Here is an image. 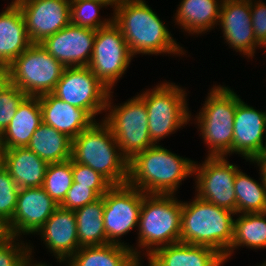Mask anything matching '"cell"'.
Instances as JSON below:
<instances>
[{
    "mask_svg": "<svg viewBox=\"0 0 266 266\" xmlns=\"http://www.w3.org/2000/svg\"><path fill=\"white\" fill-rule=\"evenodd\" d=\"M113 11V23L123 33L134 57L186 53L145 0H120Z\"/></svg>",
    "mask_w": 266,
    "mask_h": 266,
    "instance_id": "1",
    "label": "cell"
},
{
    "mask_svg": "<svg viewBox=\"0 0 266 266\" xmlns=\"http://www.w3.org/2000/svg\"><path fill=\"white\" fill-rule=\"evenodd\" d=\"M194 162L153 145L129 160L127 184L145 194H175L182 180L193 176Z\"/></svg>",
    "mask_w": 266,
    "mask_h": 266,
    "instance_id": "2",
    "label": "cell"
},
{
    "mask_svg": "<svg viewBox=\"0 0 266 266\" xmlns=\"http://www.w3.org/2000/svg\"><path fill=\"white\" fill-rule=\"evenodd\" d=\"M182 201L180 242L207 246L224 257L233 240L235 212L206 202L197 196Z\"/></svg>",
    "mask_w": 266,
    "mask_h": 266,
    "instance_id": "3",
    "label": "cell"
},
{
    "mask_svg": "<svg viewBox=\"0 0 266 266\" xmlns=\"http://www.w3.org/2000/svg\"><path fill=\"white\" fill-rule=\"evenodd\" d=\"M71 159L91 167L112 186L127 184L129 160L103 120L95 121L72 140Z\"/></svg>",
    "mask_w": 266,
    "mask_h": 266,
    "instance_id": "4",
    "label": "cell"
},
{
    "mask_svg": "<svg viewBox=\"0 0 266 266\" xmlns=\"http://www.w3.org/2000/svg\"><path fill=\"white\" fill-rule=\"evenodd\" d=\"M176 194H145L138 221V249L149 257L158 248L180 242L182 201ZM178 199V200H177Z\"/></svg>",
    "mask_w": 266,
    "mask_h": 266,
    "instance_id": "5",
    "label": "cell"
},
{
    "mask_svg": "<svg viewBox=\"0 0 266 266\" xmlns=\"http://www.w3.org/2000/svg\"><path fill=\"white\" fill-rule=\"evenodd\" d=\"M204 106L194 120L209 157H227L233 154V124L237 104L242 100L228 86L213 85Z\"/></svg>",
    "mask_w": 266,
    "mask_h": 266,
    "instance_id": "6",
    "label": "cell"
},
{
    "mask_svg": "<svg viewBox=\"0 0 266 266\" xmlns=\"http://www.w3.org/2000/svg\"><path fill=\"white\" fill-rule=\"evenodd\" d=\"M138 95L145 102L148 131L154 145H158L161 139L175 133L192 119L193 115L186 101V89L173 82L163 81Z\"/></svg>",
    "mask_w": 266,
    "mask_h": 266,
    "instance_id": "7",
    "label": "cell"
},
{
    "mask_svg": "<svg viewBox=\"0 0 266 266\" xmlns=\"http://www.w3.org/2000/svg\"><path fill=\"white\" fill-rule=\"evenodd\" d=\"M111 93L113 92L110 91L108 96L106 115L102 120L113 132L121 153L130 160L137 153L154 145L148 131L147 109L139 95L119 104L120 106L111 105L113 104Z\"/></svg>",
    "mask_w": 266,
    "mask_h": 266,
    "instance_id": "8",
    "label": "cell"
},
{
    "mask_svg": "<svg viewBox=\"0 0 266 266\" xmlns=\"http://www.w3.org/2000/svg\"><path fill=\"white\" fill-rule=\"evenodd\" d=\"M10 83L27 96L52 93L65 67L40 44H31L10 65Z\"/></svg>",
    "mask_w": 266,
    "mask_h": 266,
    "instance_id": "9",
    "label": "cell"
},
{
    "mask_svg": "<svg viewBox=\"0 0 266 266\" xmlns=\"http://www.w3.org/2000/svg\"><path fill=\"white\" fill-rule=\"evenodd\" d=\"M103 220L107 241L130 247L136 258H141L140 250L127 245L120 239L138 227L144 193L128 184L112 186L103 196Z\"/></svg>",
    "mask_w": 266,
    "mask_h": 266,
    "instance_id": "10",
    "label": "cell"
},
{
    "mask_svg": "<svg viewBox=\"0 0 266 266\" xmlns=\"http://www.w3.org/2000/svg\"><path fill=\"white\" fill-rule=\"evenodd\" d=\"M133 57L123 33L112 22L109 26L96 30L88 67L111 91L125 74Z\"/></svg>",
    "mask_w": 266,
    "mask_h": 266,
    "instance_id": "11",
    "label": "cell"
},
{
    "mask_svg": "<svg viewBox=\"0 0 266 266\" xmlns=\"http://www.w3.org/2000/svg\"><path fill=\"white\" fill-rule=\"evenodd\" d=\"M52 94L70 105L85 109L94 119L105 111L110 90L88 66L65 67Z\"/></svg>",
    "mask_w": 266,
    "mask_h": 266,
    "instance_id": "12",
    "label": "cell"
},
{
    "mask_svg": "<svg viewBox=\"0 0 266 266\" xmlns=\"http://www.w3.org/2000/svg\"><path fill=\"white\" fill-rule=\"evenodd\" d=\"M238 166L227 157L207 156L203 163L194 162L193 176L196 177L195 195L212 204L236 213L234 181Z\"/></svg>",
    "mask_w": 266,
    "mask_h": 266,
    "instance_id": "13",
    "label": "cell"
},
{
    "mask_svg": "<svg viewBox=\"0 0 266 266\" xmlns=\"http://www.w3.org/2000/svg\"><path fill=\"white\" fill-rule=\"evenodd\" d=\"M14 2L21 9L32 44H40L71 23L70 0H15Z\"/></svg>",
    "mask_w": 266,
    "mask_h": 266,
    "instance_id": "14",
    "label": "cell"
},
{
    "mask_svg": "<svg viewBox=\"0 0 266 266\" xmlns=\"http://www.w3.org/2000/svg\"><path fill=\"white\" fill-rule=\"evenodd\" d=\"M59 205L42 187L20 188L16 210L11 222L4 228L5 234H36Z\"/></svg>",
    "mask_w": 266,
    "mask_h": 266,
    "instance_id": "15",
    "label": "cell"
},
{
    "mask_svg": "<svg viewBox=\"0 0 266 266\" xmlns=\"http://www.w3.org/2000/svg\"><path fill=\"white\" fill-rule=\"evenodd\" d=\"M96 30L69 24L40 45L64 67L88 66L95 40Z\"/></svg>",
    "mask_w": 266,
    "mask_h": 266,
    "instance_id": "16",
    "label": "cell"
},
{
    "mask_svg": "<svg viewBox=\"0 0 266 266\" xmlns=\"http://www.w3.org/2000/svg\"><path fill=\"white\" fill-rule=\"evenodd\" d=\"M218 25L229 48L245 57L254 58L255 50L263 47L254 35L250 0H223Z\"/></svg>",
    "mask_w": 266,
    "mask_h": 266,
    "instance_id": "17",
    "label": "cell"
},
{
    "mask_svg": "<svg viewBox=\"0 0 266 266\" xmlns=\"http://www.w3.org/2000/svg\"><path fill=\"white\" fill-rule=\"evenodd\" d=\"M233 125V154L252 163L266 149V112L241 100L236 107Z\"/></svg>",
    "mask_w": 266,
    "mask_h": 266,
    "instance_id": "18",
    "label": "cell"
},
{
    "mask_svg": "<svg viewBox=\"0 0 266 266\" xmlns=\"http://www.w3.org/2000/svg\"><path fill=\"white\" fill-rule=\"evenodd\" d=\"M59 263L65 262L80 248L74 210L60 206L36 233Z\"/></svg>",
    "mask_w": 266,
    "mask_h": 266,
    "instance_id": "19",
    "label": "cell"
},
{
    "mask_svg": "<svg viewBox=\"0 0 266 266\" xmlns=\"http://www.w3.org/2000/svg\"><path fill=\"white\" fill-rule=\"evenodd\" d=\"M39 102L42 122L72 140L96 121L85 109L70 105L52 93L39 96Z\"/></svg>",
    "mask_w": 266,
    "mask_h": 266,
    "instance_id": "20",
    "label": "cell"
},
{
    "mask_svg": "<svg viewBox=\"0 0 266 266\" xmlns=\"http://www.w3.org/2000/svg\"><path fill=\"white\" fill-rule=\"evenodd\" d=\"M147 259L150 266H223L226 263L210 247L182 242L160 247Z\"/></svg>",
    "mask_w": 266,
    "mask_h": 266,
    "instance_id": "21",
    "label": "cell"
},
{
    "mask_svg": "<svg viewBox=\"0 0 266 266\" xmlns=\"http://www.w3.org/2000/svg\"><path fill=\"white\" fill-rule=\"evenodd\" d=\"M31 44L21 9L12 1L0 13V63L9 66Z\"/></svg>",
    "mask_w": 266,
    "mask_h": 266,
    "instance_id": "22",
    "label": "cell"
},
{
    "mask_svg": "<svg viewBox=\"0 0 266 266\" xmlns=\"http://www.w3.org/2000/svg\"><path fill=\"white\" fill-rule=\"evenodd\" d=\"M42 123L39 97L27 96L0 135L2 149L23 148L30 143L34 131Z\"/></svg>",
    "mask_w": 266,
    "mask_h": 266,
    "instance_id": "23",
    "label": "cell"
},
{
    "mask_svg": "<svg viewBox=\"0 0 266 266\" xmlns=\"http://www.w3.org/2000/svg\"><path fill=\"white\" fill-rule=\"evenodd\" d=\"M2 165L19 188L42 187L48 163L27 147L3 149Z\"/></svg>",
    "mask_w": 266,
    "mask_h": 266,
    "instance_id": "24",
    "label": "cell"
},
{
    "mask_svg": "<svg viewBox=\"0 0 266 266\" xmlns=\"http://www.w3.org/2000/svg\"><path fill=\"white\" fill-rule=\"evenodd\" d=\"M223 0H181L174 20L191 34H204L218 24ZM215 25V26H214Z\"/></svg>",
    "mask_w": 266,
    "mask_h": 266,
    "instance_id": "25",
    "label": "cell"
},
{
    "mask_svg": "<svg viewBox=\"0 0 266 266\" xmlns=\"http://www.w3.org/2000/svg\"><path fill=\"white\" fill-rule=\"evenodd\" d=\"M27 148L48 164L60 163L71 159L72 139L42 122Z\"/></svg>",
    "mask_w": 266,
    "mask_h": 266,
    "instance_id": "26",
    "label": "cell"
},
{
    "mask_svg": "<svg viewBox=\"0 0 266 266\" xmlns=\"http://www.w3.org/2000/svg\"><path fill=\"white\" fill-rule=\"evenodd\" d=\"M135 259L130 247L109 243L80 247L65 263L69 266H129Z\"/></svg>",
    "mask_w": 266,
    "mask_h": 266,
    "instance_id": "27",
    "label": "cell"
},
{
    "mask_svg": "<svg viewBox=\"0 0 266 266\" xmlns=\"http://www.w3.org/2000/svg\"><path fill=\"white\" fill-rule=\"evenodd\" d=\"M233 240L226 253V262L239 247L266 249V212L236 214Z\"/></svg>",
    "mask_w": 266,
    "mask_h": 266,
    "instance_id": "28",
    "label": "cell"
},
{
    "mask_svg": "<svg viewBox=\"0 0 266 266\" xmlns=\"http://www.w3.org/2000/svg\"><path fill=\"white\" fill-rule=\"evenodd\" d=\"M103 211V197L74 210L80 247L109 244L105 233Z\"/></svg>",
    "mask_w": 266,
    "mask_h": 266,
    "instance_id": "29",
    "label": "cell"
},
{
    "mask_svg": "<svg viewBox=\"0 0 266 266\" xmlns=\"http://www.w3.org/2000/svg\"><path fill=\"white\" fill-rule=\"evenodd\" d=\"M240 170L236 172L234 181L236 214L266 212V181L262 173L259 183Z\"/></svg>",
    "mask_w": 266,
    "mask_h": 266,
    "instance_id": "30",
    "label": "cell"
},
{
    "mask_svg": "<svg viewBox=\"0 0 266 266\" xmlns=\"http://www.w3.org/2000/svg\"><path fill=\"white\" fill-rule=\"evenodd\" d=\"M72 183V159L48 164L42 188L58 205L65 199Z\"/></svg>",
    "mask_w": 266,
    "mask_h": 266,
    "instance_id": "31",
    "label": "cell"
},
{
    "mask_svg": "<svg viewBox=\"0 0 266 266\" xmlns=\"http://www.w3.org/2000/svg\"><path fill=\"white\" fill-rule=\"evenodd\" d=\"M107 6L100 0H70L71 24L94 30L107 27L113 22V17L99 18L100 9Z\"/></svg>",
    "mask_w": 266,
    "mask_h": 266,
    "instance_id": "32",
    "label": "cell"
},
{
    "mask_svg": "<svg viewBox=\"0 0 266 266\" xmlns=\"http://www.w3.org/2000/svg\"><path fill=\"white\" fill-rule=\"evenodd\" d=\"M18 239L8 234L0 238V266H28L30 260H34L31 243L28 245Z\"/></svg>",
    "mask_w": 266,
    "mask_h": 266,
    "instance_id": "33",
    "label": "cell"
},
{
    "mask_svg": "<svg viewBox=\"0 0 266 266\" xmlns=\"http://www.w3.org/2000/svg\"><path fill=\"white\" fill-rule=\"evenodd\" d=\"M19 187L8 170L0 165V225L5 228L12 220L16 210Z\"/></svg>",
    "mask_w": 266,
    "mask_h": 266,
    "instance_id": "34",
    "label": "cell"
},
{
    "mask_svg": "<svg viewBox=\"0 0 266 266\" xmlns=\"http://www.w3.org/2000/svg\"><path fill=\"white\" fill-rule=\"evenodd\" d=\"M27 95L13 84L0 92V135L7 128L16 114L18 106Z\"/></svg>",
    "mask_w": 266,
    "mask_h": 266,
    "instance_id": "35",
    "label": "cell"
},
{
    "mask_svg": "<svg viewBox=\"0 0 266 266\" xmlns=\"http://www.w3.org/2000/svg\"><path fill=\"white\" fill-rule=\"evenodd\" d=\"M73 182L88 186L99 197H102L112 185L91 167L72 160Z\"/></svg>",
    "mask_w": 266,
    "mask_h": 266,
    "instance_id": "36",
    "label": "cell"
},
{
    "mask_svg": "<svg viewBox=\"0 0 266 266\" xmlns=\"http://www.w3.org/2000/svg\"><path fill=\"white\" fill-rule=\"evenodd\" d=\"M99 198L100 197L88 186L73 182L65 199L59 206L67 210H76L95 202Z\"/></svg>",
    "mask_w": 266,
    "mask_h": 266,
    "instance_id": "37",
    "label": "cell"
},
{
    "mask_svg": "<svg viewBox=\"0 0 266 266\" xmlns=\"http://www.w3.org/2000/svg\"><path fill=\"white\" fill-rule=\"evenodd\" d=\"M251 20L256 40L266 46V3L260 0H250Z\"/></svg>",
    "mask_w": 266,
    "mask_h": 266,
    "instance_id": "38",
    "label": "cell"
},
{
    "mask_svg": "<svg viewBox=\"0 0 266 266\" xmlns=\"http://www.w3.org/2000/svg\"><path fill=\"white\" fill-rule=\"evenodd\" d=\"M10 84L9 66L0 63V92Z\"/></svg>",
    "mask_w": 266,
    "mask_h": 266,
    "instance_id": "39",
    "label": "cell"
},
{
    "mask_svg": "<svg viewBox=\"0 0 266 266\" xmlns=\"http://www.w3.org/2000/svg\"><path fill=\"white\" fill-rule=\"evenodd\" d=\"M253 163H257L259 173H262V176L266 181V149L253 161Z\"/></svg>",
    "mask_w": 266,
    "mask_h": 266,
    "instance_id": "40",
    "label": "cell"
},
{
    "mask_svg": "<svg viewBox=\"0 0 266 266\" xmlns=\"http://www.w3.org/2000/svg\"><path fill=\"white\" fill-rule=\"evenodd\" d=\"M100 1L107 3L109 6H111L114 9L120 0H100Z\"/></svg>",
    "mask_w": 266,
    "mask_h": 266,
    "instance_id": "41",
    "label": "cell"
},
{
    "mask_svg": "<svg viewBox=\"0 0 266 266\" xmlns=\"http://www.w3.org/2000/svg\"><path fill=\"white\" fill-rule=\"evenodd\" d=\"M33 262L34 261L31 259L28 266H49L45 262H37V261L35 263ZM65 266H69V265L66 264Z\"/></svg>",
    "mask_w": 266,
    "mask_h": 266,
    "instance_id": "42",
    "label": "cell"
},
{
    "mask_svg": "<svg viewBox=\"0 0 266 266\" xmlns=\"http://www.w3.org/2000/svg\"><path fill=\"white\" fill-rule=\"evenodd\" d=\"M141 258H136L129 266H143L141 265ZM148 266H150L149 262H148Z\"/></svg>",
    "mask_w": 266,
    "mask_h": 266,
    "instance_id": "43",
    "label": "cell"
},
{
    "mask_svg": "<svg viewBox=\"0 0 266 266\" xmlns=\"http://www.w3.org/2000/svg\"><path fill=\"white\" fill-rule=\"evenodd\" d=\"M2 147H1V143H0V165L2 164Z\"/></svg>",
    "mask_w": 266,
    "mask_h": 266,
    "instance_id": "44",
    "label": "cell"
},
{
    "mask_svg": "<svg viewBox=\"0 0 266 266\" xmlns=\"http://www.w3.org/2000/svg\"><path fill=\"white\" fill-rule=\"evenodd\" d=\"M5 234V230L4 228L0 225V235H4Z\"/></svg>",
    "mask_w": 266,
    "mask_h": 266,
    "instance_id": "45",
    "label": "cell"
},
{
    "mask_svg": "<svg viewBox=\"0 0 266 266\" xmlns=\"http://www.w3.org/2000/svg\"><path fill=\"white\" fill-rule=\"evenodd\" d=\"M259 266V265H258ZM260 266H266V260Z\"/></svg>",
    "mask_w": 266,
    "mask_h": 266,
    "instance_id": "46",
    "label": "cell"
}]
</instances>
